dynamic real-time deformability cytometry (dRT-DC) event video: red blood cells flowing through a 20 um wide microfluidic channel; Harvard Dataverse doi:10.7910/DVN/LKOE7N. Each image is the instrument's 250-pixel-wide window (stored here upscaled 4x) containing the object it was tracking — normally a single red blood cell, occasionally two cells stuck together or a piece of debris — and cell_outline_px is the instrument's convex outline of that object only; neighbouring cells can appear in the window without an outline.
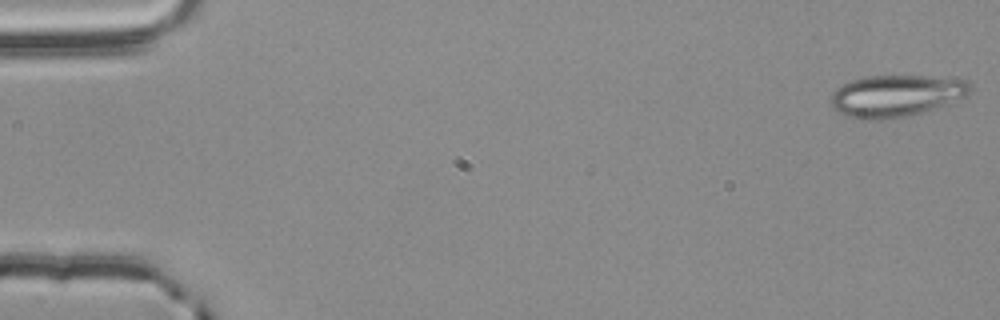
{"species": "common noctule bat (a hibernating species)", "species_latin": "Nyctalus noctula", "temperature_condition": "room temperature", "stored_images_in_passage": 55, "camera_frame_rate_fps": 3000, "um_per_image_px": 0.085, "animal": {"sex": "male", "body_mass_g": 20.4}, "frame": {"image": 1, "passage_image": 1, "time_ms": 0.0, "image_size_px": [1000, 320], "cell_outline_px": [[972, 88], [964, 96], [932, 108], [920, 112], [904, 116], [880, 120], [868, 120], [844, 116], [832, 108], [832, 92], [836, 88], [852, 80], [868, 76], [924, 76], [968, 80]], "centroid_in_image_um": [76.09, 8.14], "position_along_channel_um": 8.9, "area_um2": 33.35}}
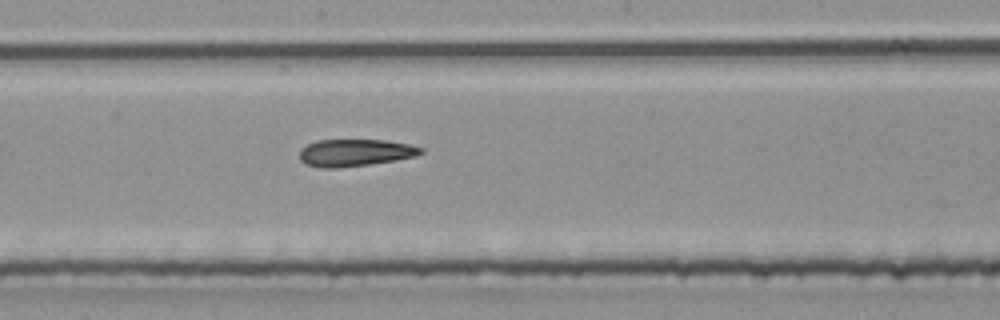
{"frame": {"image": 2, "passage_image": 30, "time_ms": 9.667, "image_size_px": [1000, 320], "cell_outline_px": [[424, 152], [416, 156], [396, 160], [368, 164], [336, 168], [320, 168], [304, 164], [300, 160], [300, 148], [316, 140], [388, 140], [408, 144], [424, 148]], "centroid_in_image_um": [30.17, 12.98], "position_along_channel_um": 218.0, "area_um2": 19.31}}
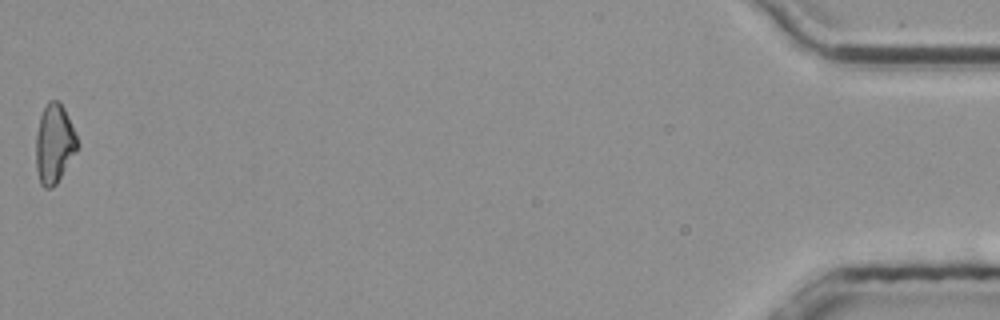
{"frame": {"image": 3, "passage_image": 55, "time_ms": 18.0, "image_size_px": [1000, 320], "cell_outline_px": [[80, 148], [56, 184], [52, 188], [44, 188], [40, 184], [36, 168], [36, 136], [40, 116], [48, 100], [56, 100], [64, 108], [80, 144]], "centroid_in_image_um": [4.63, 12.25], "position_along_channel_um": 430.6, "area_um2": 19.25}, "authors_computed_cell_mechanics": {"area_um2": 19.8832, "velocity_mm_per_s": 3.7848, "shape_relaxation_time_tau1_ms": null, "shape_relaxation_time_tau2_ms": 6.3953, "deformation_change_tau1": null, "deformation_change_tau2": 0.1821}}